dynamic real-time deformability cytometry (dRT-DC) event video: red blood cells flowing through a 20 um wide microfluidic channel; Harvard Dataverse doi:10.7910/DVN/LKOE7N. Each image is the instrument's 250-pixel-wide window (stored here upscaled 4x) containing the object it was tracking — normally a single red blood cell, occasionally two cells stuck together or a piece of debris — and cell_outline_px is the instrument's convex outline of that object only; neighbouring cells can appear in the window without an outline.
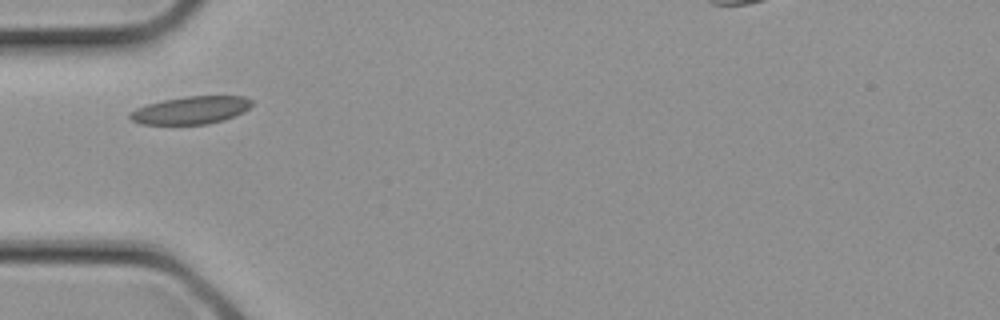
{"species": "common noctule bat (a hibernating species)", "species_latin": "Nyctalus noctula", "temperature_condition": "cold", "stored_images_in_passage": 4, "camera_frame_rate_fps": 3000, "um_per_image_px": 0.085, "animal": {"sex": "female", "body_mass_g": 21.9}, "frame": {"image": 1, "passage_image": 1, "time_ms": 0.0, "image_size_px": [1000, 320], "cell_outline_px": [[252, 104], [244, 112], [224, 120], [208, 124], [140, 124], [132, 120], [128, 116], [128, 112], [136, 108], [148, 104], [164, 100], [184, 96], [244, 96], [252, 100]], "centroid_in_image_um": [16.22, 9.36], "position_along_channel_um": 68.8, "area_um2": 19.71}}
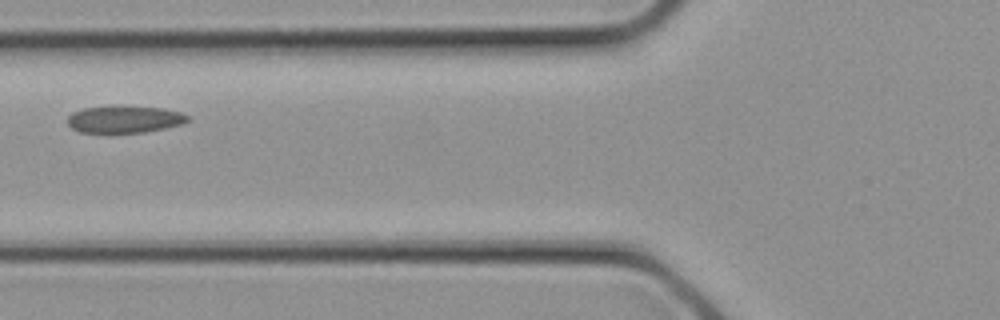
{"frame": {"image": 2, "passage_image": 3, "time_ms": 0.667, "image_size_px": [1000, 320], "cell_outline_px": [[188, 120], [184, 124], [144, 132], [108, 136], [80, 132], [72, 128], [68, 124], [68, 116], [72, 112], [84, 108], [164, 108], [180, 112], [188, 116]], "centroid_in_image_um": [10.54, 10.23], "position_along_channel_um": 115.3, "area_um2": 19.07}}